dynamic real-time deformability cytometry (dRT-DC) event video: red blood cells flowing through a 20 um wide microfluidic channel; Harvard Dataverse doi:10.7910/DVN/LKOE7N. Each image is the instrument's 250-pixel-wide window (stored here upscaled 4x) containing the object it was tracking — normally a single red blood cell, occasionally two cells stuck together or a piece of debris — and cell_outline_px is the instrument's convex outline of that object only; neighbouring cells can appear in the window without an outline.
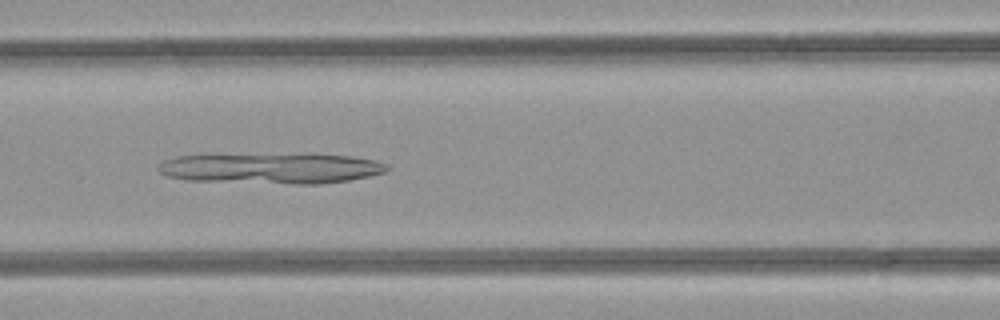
{"species": "common noctule bat (a hibernating species)", "species_latin": "Nyctalus noctula", "temperature_condition": "room temperature", "stored_images_in_passage": 34, "camera_frame_rate_fps": 3000, "um_per_image_px": 0.085, "animal": {"sex": "female", "body_mass_g": 21.9}, "frame": {"image": 1, "passage_image": 7, "time_ms": 2.0, "image_size_px": [1000, 320], "cell_outline_px": [[388, 172], [348, 180], [320, 184], [296, 184], [188, 180], [168, 176], [160, 172], [156, 168], [164, 160], [176, 156], [200, 152], [208, 152], [352, 156], [376, 160], [388, 164]], "centroid_in_image_um": [22.94, 14.27], "position_along_channel_um": 143.7, "area_um2": 41.96}}
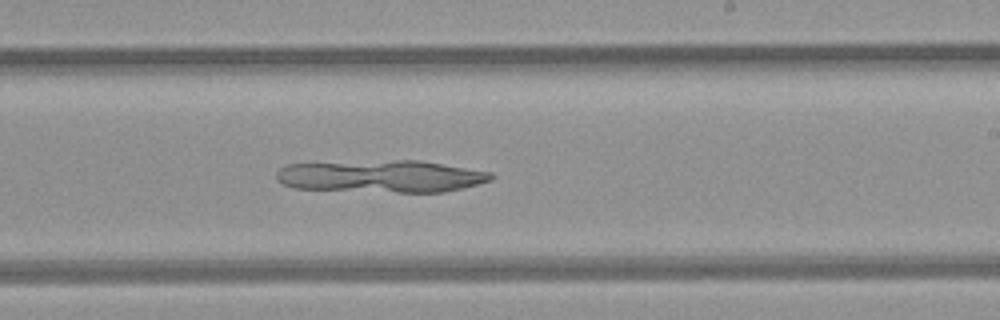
{"frame": {"image": 2, "passage_image": 15, "time_ms": 4.667, "image_size_px": [1000, 320], "cell_outline_px": [[492, 180], [464, 188], [444, 192], [396, 192], [292, 188], [276, 180], [276, 172], [280, 168], [288, 164], [392, 160], [420, 160], [492, 172]], "centroid_in_image_um": [32.43, 14.98], "position_along_channel_um": 256.6, "area_um2": 40.34}}
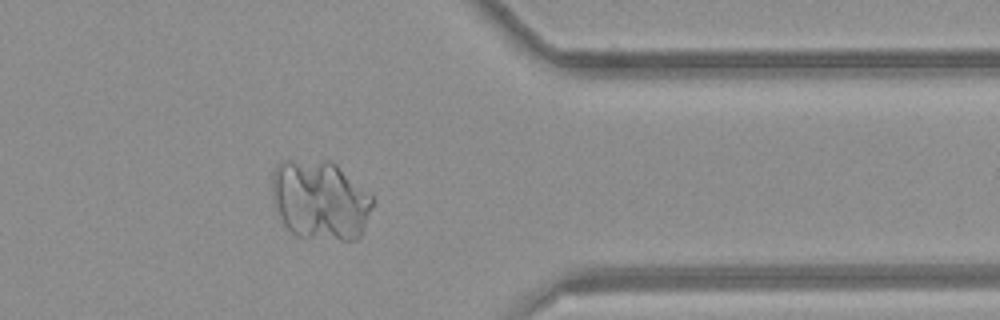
{"frame": {"image": 3, "passage_image": 25, "time_ms": 8.0, "image_size_px": [1000, 320], "cell_outline_px": [[372, 204], [360, 236], [356, 240], [340, 240], [296, 236], [280, 220], [276, 212], [272, 196], [272, 172], [280, 160], [332, 160], [372, 196]], "centroid_in_image_um": [27.16, 16.99], "position_along_channel_um": 384.2, "area_um2": 46.7}}